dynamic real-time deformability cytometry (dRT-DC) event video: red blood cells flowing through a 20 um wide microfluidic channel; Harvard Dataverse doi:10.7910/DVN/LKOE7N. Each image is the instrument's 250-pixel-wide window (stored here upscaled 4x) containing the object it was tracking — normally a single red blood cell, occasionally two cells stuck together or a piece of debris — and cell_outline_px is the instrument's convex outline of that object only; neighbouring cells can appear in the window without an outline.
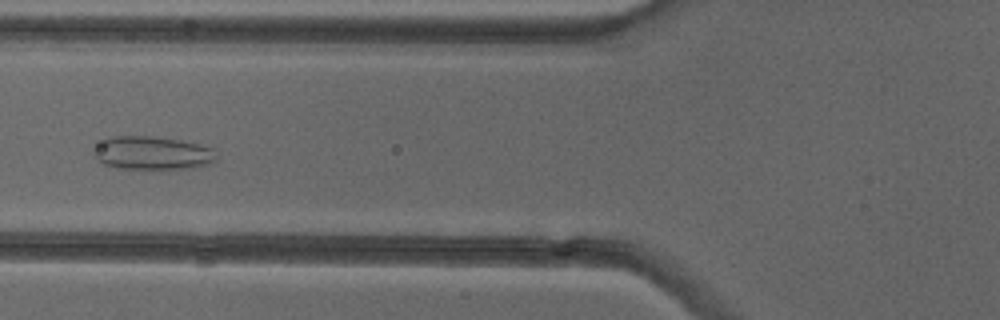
{"species": "common noctule bat (a hibernating species)", "species_latin": "Nyctalus noctula", "temperature_condition": "cold", "stored_images_in_passage": 19, "camera_frame_rate_fps": 3000, "um_per_image_px": 0.085, "animal": {"sex": "female"}, "frame": {"image": 1, "passage_image": 7, "time_ms": 2.0, "image_size_px": [1000, 320], "cell_outline_px": [[216, 160], [212, 164], [192, 168], [160, 172], [116, 168], [104, 164], [92, 156], [92, 148], [104, 140], [112, 136], [152, 136], [180, 140], [200, 144], [216, 148]], "centroid_in_image_um": [12.98, 13.06], "position_along_channel_um": 112.8, "area_um2": 25.2}}
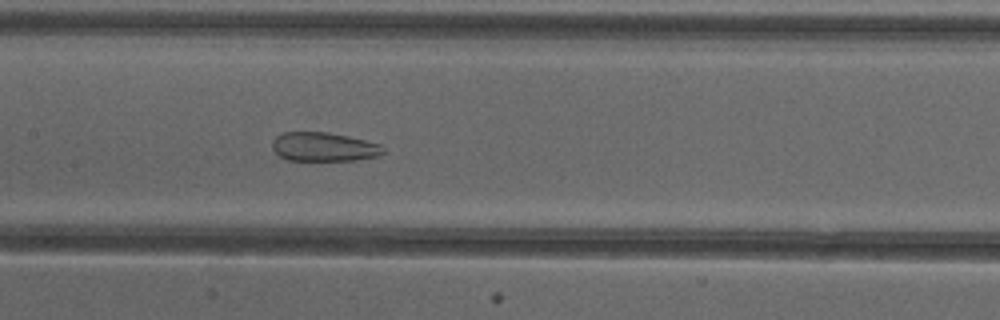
{"frame": {"image": 2, "passage_image": 12, "time_ms": 3.667, "image_size_px": [1000, 320], "cell_outline_px": [[384, 152], [376, 156], [356, 160], [288, 160], [280, 156], [272, 148], [272, 140], [276, 136], [284, 132], [328, 132], [348, 136], [380, 144], [384, 148]], "centroid_in_image_um": [27.5, 12.48], "position_along_channel_um": 179.9, "area_um2": 18.61}}
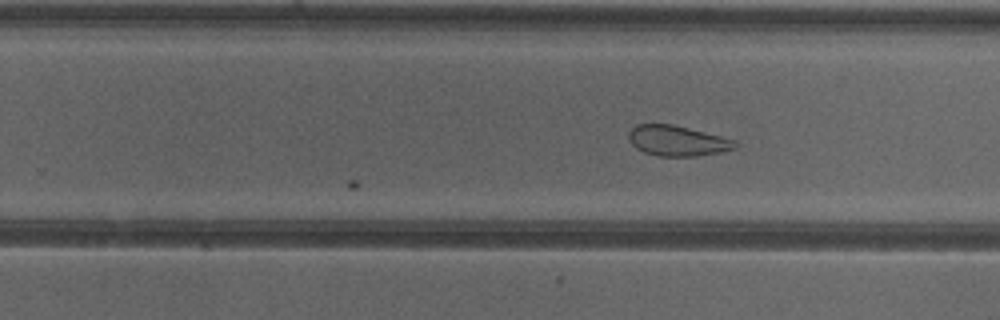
{"frame": {"image": 3, "passage_image": 19, "time_ms": 6.0, "image_size_px": [1000, 320], "cell_outline_px": [[740, 144], [736, 148], [720, 152], [696, 156], [656, 156], [644, 152], [636, 148], [632, 144], [628, 136], [628, 132], [636, 124], [672, 124], [736, 140]], "centroid_in_image_um": [57.58, 11.97], "position_along_channel_um": 272.2, "area_um2": 18.84}}